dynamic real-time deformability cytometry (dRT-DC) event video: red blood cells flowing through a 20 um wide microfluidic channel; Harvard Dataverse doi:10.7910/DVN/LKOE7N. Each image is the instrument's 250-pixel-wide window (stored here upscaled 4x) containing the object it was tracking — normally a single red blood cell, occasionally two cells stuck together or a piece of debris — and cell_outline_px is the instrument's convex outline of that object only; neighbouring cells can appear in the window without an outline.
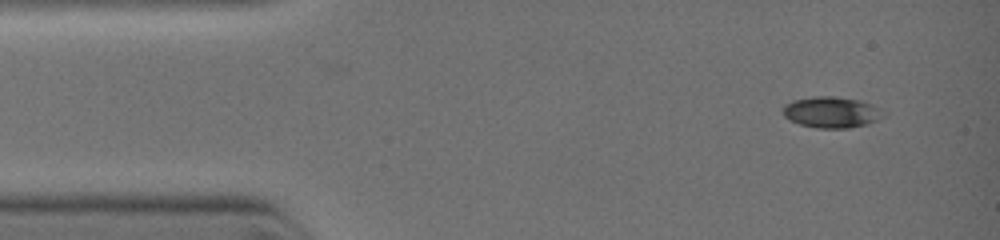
{"species": "common noctule bat (a hibernating species)", "species_latin": "Nyctalus noctula", "temperature_condition": "warm", "stored_images_in_passage": 4, "camera_frame_rate_fps": 3000, "um_per_image_px": 0.085, "animal": {"sex": "female", "body_mass_g": 19.0, "forearm_length_mm": 51.5}, "frame": {"image": 1, "passage_image": 1, "time_ms": 0.0, "image_size_px": [1000, 240], "cell_outline_px": [[888, 116], [868, 124], [848, 128], [816, 128], [800, 124], [788, 120], [784, 116], [784, 104], [792, 100], [812, 96], [836, 96], [860, 100], [880, 108]], "centroid_in_image_um": [70.7, 9.54], "position_along_channel_um": 14.3, "area_um2": 18.5}}